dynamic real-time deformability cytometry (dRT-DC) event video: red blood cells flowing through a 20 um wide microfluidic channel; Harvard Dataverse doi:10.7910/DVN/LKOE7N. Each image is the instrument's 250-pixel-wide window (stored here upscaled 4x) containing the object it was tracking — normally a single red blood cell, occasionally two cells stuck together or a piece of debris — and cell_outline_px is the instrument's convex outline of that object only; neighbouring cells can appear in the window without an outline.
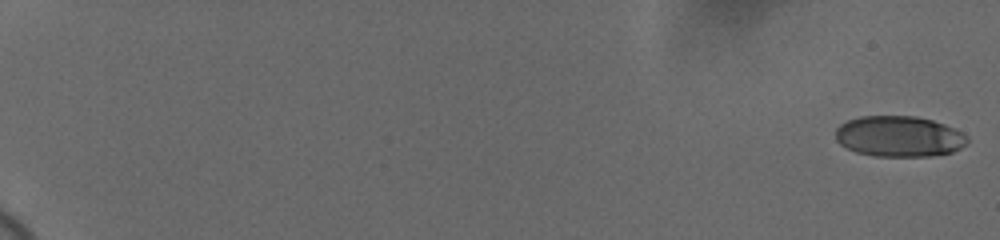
{"species": "human", "species_latin": "Homo sapiens", "temperature_condition": "cold", "stored_images_in_passage": 59, "camera_frame_rate_fps": 3000, "um_per_image_px": 0.085, "donor": {"sex": "female"}, "frame": {"image": 1, "passage_image": 1, "time_ms": 0.0, "image_size_px": [1000, 240], "cell_outline_px": [[968, 140], [960, 148], [952, 152], [932, 156], [876, 156], [856, 152], [840, 144], [836, 140], [836, 128], [840, 124], [848, 120], [860, 116], [916, 116], [932, 120], [944, 124], [968, 136]], "centroid_in_image_um": [76.4, 11.59], "position_along_channel_um": 8.6, "area_um2": 31.21}}
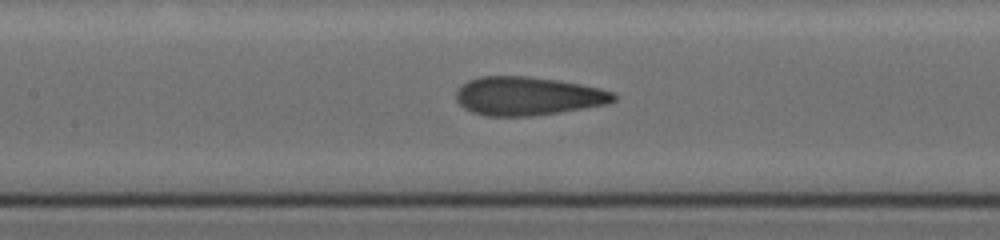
{"frame": {"image": 2, "passage_image": 32, "time_ms": 10.333, "image_size_px": [1000, 240], "cell_outline_px": [[616, 100], [608, 104], [560, 112], [532, 116], [488, 116], [472, 112], [464, 108], [456, 100], [456, 88], [468, 80], [480, 76], [528, 76], [556, 80], [580, 84], [600, 88], [616, 92]], "centroid_in_image_um": [44.86, 8.16], "position_along_channel_um": 162.5, "area_um2": 35.6}}
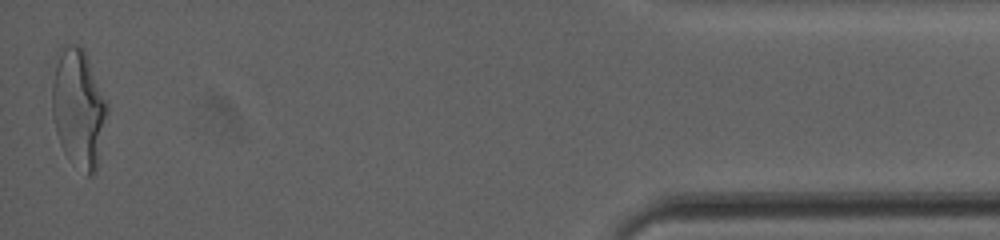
{"frame": {"image": 3, "passage_image": 59, "time_ms": 19.333, "image_size_px": [1000, 240], "cell_outline_px": [[108, 112], [96, 172], [92, 176], [88, 176], [64, 152], [60, 144], [56, 132], [52, 116], [52, 84], [56, 52], [60, 48], [68, 44], [76, 44], [84, 48], [108, 100]], "centroid_in_image_um": [6.68, 9.13], "position_along_channel_um": 428.5, "area_um2": 38.61}, "authors_computed_cell_mechanics": {"area_um2": 34.102, "velocity_mm_per_s": 3.6766, "shape_relaxation_time_tau1_ms": 5.6636, "shape_relaxation_time_tau2_ms": 1.0105, "deformation_change_tau1": 0.2066, "deformation_change_tau2": 0.0938}}